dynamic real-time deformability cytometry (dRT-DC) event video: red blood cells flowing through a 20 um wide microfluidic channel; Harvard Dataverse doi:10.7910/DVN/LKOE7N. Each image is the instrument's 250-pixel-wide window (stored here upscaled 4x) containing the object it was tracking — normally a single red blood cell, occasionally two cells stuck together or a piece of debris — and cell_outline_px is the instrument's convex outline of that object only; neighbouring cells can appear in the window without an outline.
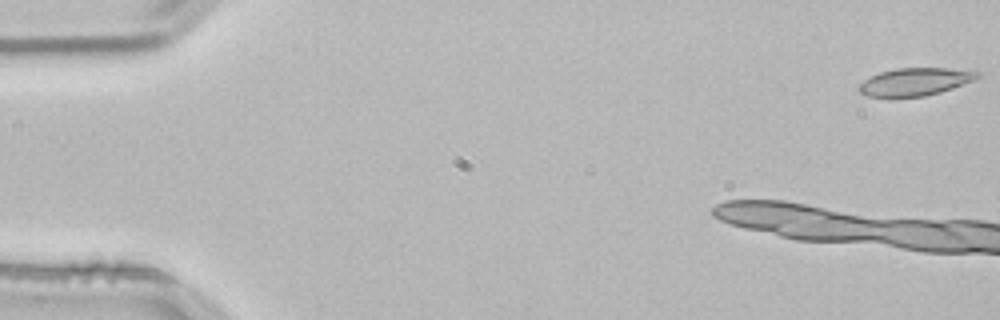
{"species": "common noctule bat (a hibernating species)", "species_latin": "Nyctalus noctula", "temperature_condition": "room temperature", "stored_images_in_passage": 9, "camera_frame_rate_fps": 3000, "um_per_image_px": 0.085, "animal": {"sex": "male", "body_mass_g": 21.5, "forearm_length_mm": 52.0}, "frame": {"image": 1, "passage_image": 1, "time_ms": 0.0, "image_size_px": [1000, 320], "cell_outline_px": [[980, 76], [972, 80], [952, 88], [940, 92], [924, 96], [896, 100], [888, 100], [864, 96], [856, 88], [864, 80], [880, 72], [896, 68], [948, 68], [980, 72]], "centroid_in_image_um": [77.66, 7.01], "position_along_channel_um": 7.3, "area_um2": 19.77}}